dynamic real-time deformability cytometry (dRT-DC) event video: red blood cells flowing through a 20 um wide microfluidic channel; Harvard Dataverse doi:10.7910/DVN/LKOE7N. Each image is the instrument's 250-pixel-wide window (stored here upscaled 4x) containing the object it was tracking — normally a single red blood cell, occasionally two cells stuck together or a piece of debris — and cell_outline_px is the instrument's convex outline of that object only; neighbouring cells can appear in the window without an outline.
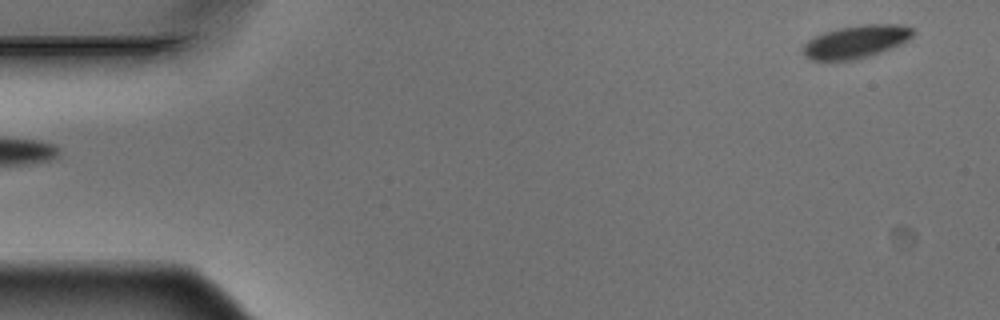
{"species": "Egyptian fruit bat (a non-hibernating species)", "species_latin": "Rousettus aegyptiacus", "temperature_condition": "warm", "stored_images_in_passage": 6, "segment_of_instrument_passage": [2, 2], "camera_frame_rate_fps": 3000, "um_per_image_px": 0.085, "animal": {"sex": "male"}, "frame": {"image": 1, "passage_image": 6, "time_ms": 1.667, "image_size_px": [1000, 320], "cell_outline_px": [[912, 36], [908, 40], [900, 44], [880, 52], [856, 60], [812, 60], [804, 56], [800, 52], [804, 44], [808, 40], [824, 32], [836, 28], [864, 24], [900, 24], [912, 28]], "centroid_in_image_um": [72.71, 3.54], "position_along_channel_um": 12.3, "area_um2": 21.04}}